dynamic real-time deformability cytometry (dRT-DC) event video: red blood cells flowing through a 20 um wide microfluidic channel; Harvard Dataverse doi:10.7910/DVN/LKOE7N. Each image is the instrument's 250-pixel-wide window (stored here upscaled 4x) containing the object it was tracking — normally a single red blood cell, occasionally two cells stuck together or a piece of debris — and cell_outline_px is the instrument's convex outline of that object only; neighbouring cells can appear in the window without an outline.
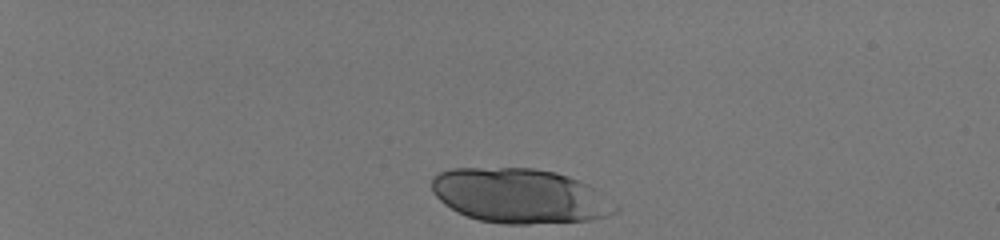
{"species": "human", "species_latin": "Homo sapiens", "temperature_condition": "room temperature", "stored_images_in_passage": 13, "camera_frame_rate_fps": 3000, "um_per_image_px": 0.085, "donor": {"sex": "male"}, "frame": {"image": 1, "passage_image": 1, "time_ms": 0.0, "image_size_px": [1000, 240], "cell_outline_px": [[620, 208], [616, 212], [604, 216], [588, 220], [528, 224], [504, 224], [480, 220], [456, 212], [444, 204], [432, 192], [432, 176], [440, 172], [452, 168], [532, 168], [556, 172], [568, 176], [588, 184], [616, 204]], "centroid_in_image_um": [44.16, 16.64], "position_along_channel_um": 40.8, "area_um2": 58.38}}